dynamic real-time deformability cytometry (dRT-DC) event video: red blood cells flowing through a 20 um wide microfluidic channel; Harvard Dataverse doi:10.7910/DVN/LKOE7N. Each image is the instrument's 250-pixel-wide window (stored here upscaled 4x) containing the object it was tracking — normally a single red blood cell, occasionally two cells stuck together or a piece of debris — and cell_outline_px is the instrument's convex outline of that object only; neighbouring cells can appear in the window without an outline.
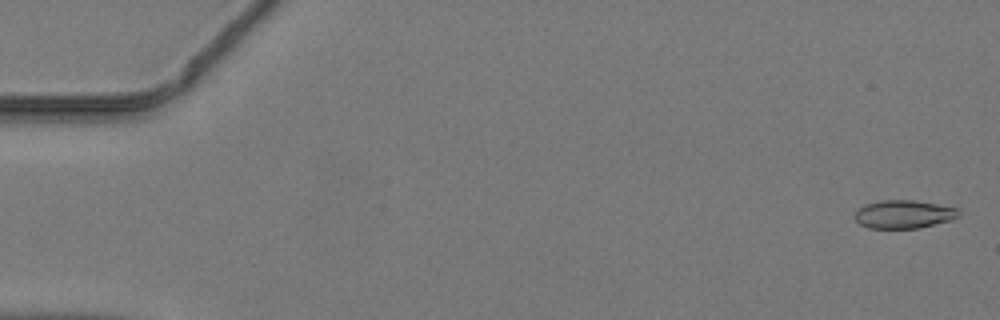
{"species": "common noctule bat (a hibernating species)", "species_latin": "Nyctalus noctula", "temperature_condition": "warm", "stored_images_in_passage": 44, "camera_frame_rate_fps": 3000, "um_per_image_px": 0.085, "animal": {"sex": "male", "body_mass_g": 19.2, "forearm_length_mm": 51.8}, "frame": {"image": 1, "passage_image": 2, "time_ms": 0.333, "image_size_px": [1000, 320], "cell_outline_px": [[960, 216], [952, 220], [920, 228], [868, 228], [860, 224], [852, 216], [864, 204], [880, 200], [912, 200], [936, 204], [956, 208], [960, 212]], "centroid_in_image_um": [76.81, 18.21], "position_along_channel_um": 8.2, "area_um2": 17.17}}
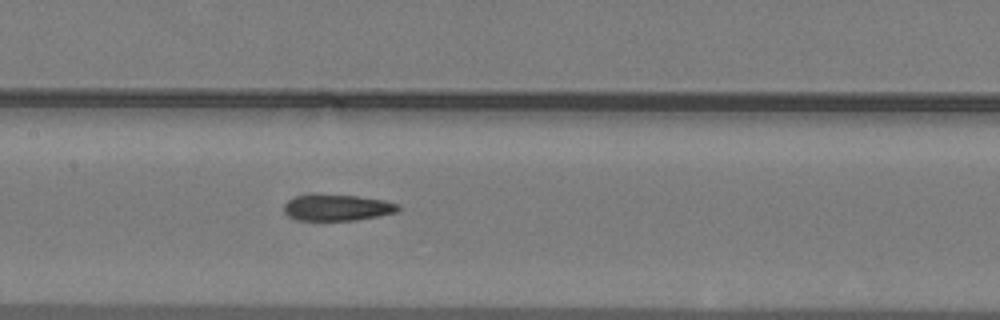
{"frame": {"image": 2, "passage_image": 24, "time_ms": 7.667, "image_size_px": [1000, 320], "cell_outline_px": [[400, 208], [396, 212], [380, 216], [356, 220], [300, 220], [288, 216], [284, 212], [284, 204], [288, 200], [296, 196], [356, 196], [384, 200], [400, 204]], "centroid_in_image_um": [28.7, 17.67], "position_along_channel_um": 178.7, "area_um2": 17.05}}
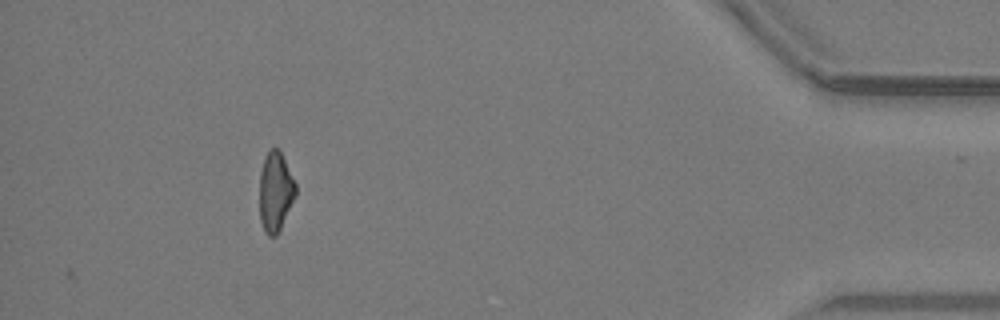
{"frame": {"image": 3, "passage_image": 44, "time_ms": 14.333, "image_size_px": [1000, 320], "cell_outline_px": [[296, 196], [276, 236], [268, 236], [264, 232], [260, 220], [260, 172], [264, 156], [272, 148], [280, 148], [296, 184]], "centroid_in_image_um": [23.41, 16.27], "position_along_channel_um": 411.8, "area_um2": 16.88}}